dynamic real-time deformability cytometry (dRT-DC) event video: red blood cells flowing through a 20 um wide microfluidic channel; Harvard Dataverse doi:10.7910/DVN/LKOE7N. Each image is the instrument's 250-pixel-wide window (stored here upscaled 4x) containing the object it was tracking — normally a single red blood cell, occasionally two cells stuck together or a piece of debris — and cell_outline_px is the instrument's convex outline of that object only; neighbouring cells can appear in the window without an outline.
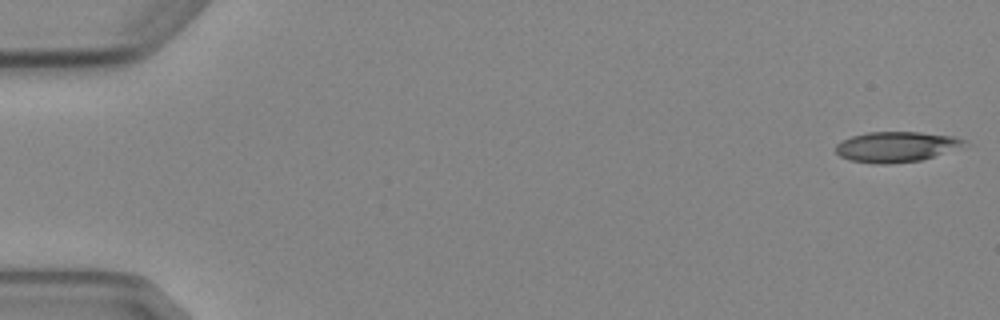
{"species": "Egyptian fruit bat (a non-hibernating species)", "species_latin": "Rousettus aegyptiacus", "temperature_condition": "cold", "stored_images_in_passage": 4, "camera_frame_rate_fps": 3000, "um_per_image_px": 0.085, "animal": {"sex": "female"}, "frame": {"image": 1, "passage_image": 1, "time_ms": 0.0, "image_size_px": [1000, 320], "cell_outline_px": [[968, 144], [920, 160], [888, 164], [872, 164], [848, 160], [840, 156], [836, 152], [836, 144], [852, 136], [868, 132], [920, 132], [952, 136], [968, 140]], "centroid_in_image_um": [76.15, 12.48], "position_along_channel_um": 8.9, "area_um2": 22.6}}